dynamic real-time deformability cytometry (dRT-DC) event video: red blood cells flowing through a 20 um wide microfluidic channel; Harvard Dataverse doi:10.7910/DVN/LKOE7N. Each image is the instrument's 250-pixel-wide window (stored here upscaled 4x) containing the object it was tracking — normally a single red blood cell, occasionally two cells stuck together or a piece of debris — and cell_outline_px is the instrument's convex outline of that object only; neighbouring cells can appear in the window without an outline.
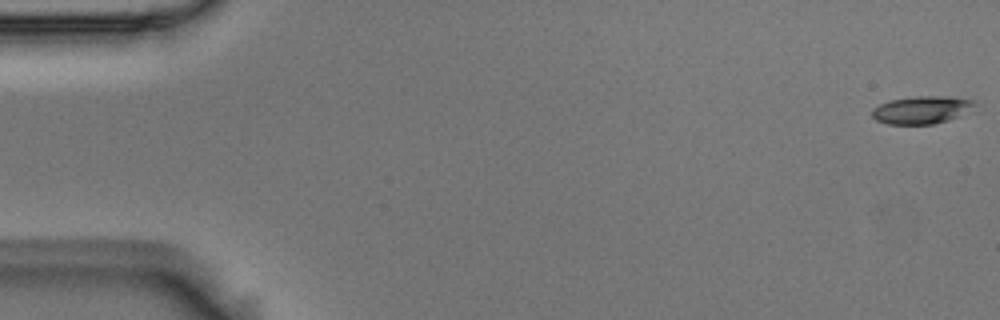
{"species": "Egyptian fruit bat (a non-hibernating species)", "species_latin": "Rousettus aegyptiacus", "temperature_condition": "room temperature", "stored_images_in_passage": 55, "camera_frame_rate_fps": 3000, "um_per_image_px": 0.085, "animal": {"sex": "male"}, "frame": {"image": 1, "passage_image": 1, "time_ms": 0.0, "image_size_px": [1000, 320], "cell_outline_px": [[976, 104], [956, 116], [948, 120], [932, 124], [888, 124], [876, 120], [872, 116], [872, 108], [888, 100], [916, 96], [952, 96], [972, 100]], "centroid_in_image_um": [78.26, 9.33], "position_along_channel_um": 6.7, "area_um2": 16.3}}
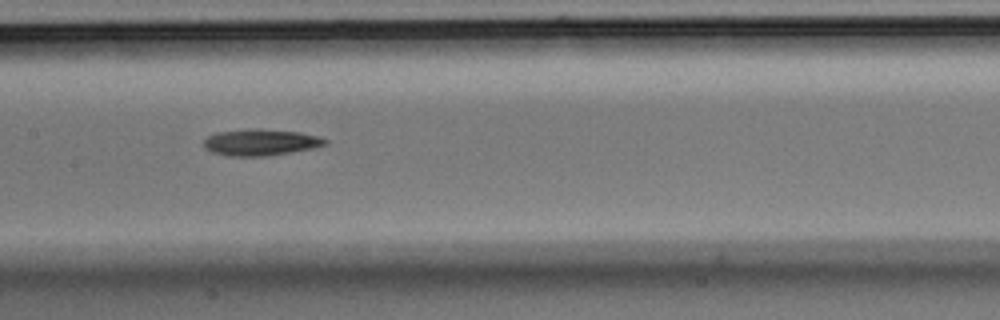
{"frame": {"image": 2, "passage_image": 27, "time_ms": 8.667, "image_size_px": [1000, 320], "cell_outline_px": [[328, 144], [312, 148], [268, 156], [228, 156], [212, 152], [204, 148], [204, 140], [208, 136], [216, 132], [256, 128], [260, 128], [300, 132], [316, 136], [328, 140]], "centroid_in_image_um": [22.14, 12.09], "position_along_channel_um": 185.3, "area_um2": 18.73}}
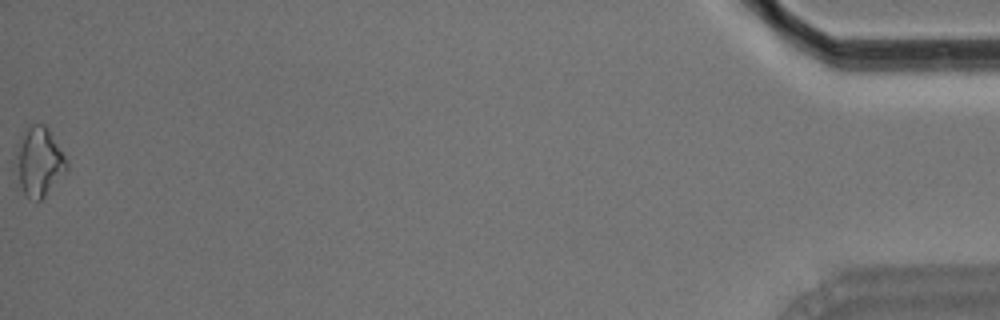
{"frame": {"image": 3, "passage_image": 55, "time_ms": 18.0, "image_size_px": [1000, 320], "cell_outline_px": [[68, 172], [36, 204], [20, 188], [12, 172], [16, 144], [24, 128], [32, 124], [44, 124], [48, 128], [68, 160]], "centroid_in_image_um": [3.26, 13.76], "position_along_channel_um": 431.9, "area_um2": 21.62}, "authors_computed_cell_mechanics": {"area_um2": 17.8602, "velocity_mm_per_s": 3.709, "shape_relaxation_time_tau1_ms": 5.6688, "shape_relaxation_time_tau2_ms": null, "deformation_change_tau1": 0.1275, "deformation_change_tau2": null}}